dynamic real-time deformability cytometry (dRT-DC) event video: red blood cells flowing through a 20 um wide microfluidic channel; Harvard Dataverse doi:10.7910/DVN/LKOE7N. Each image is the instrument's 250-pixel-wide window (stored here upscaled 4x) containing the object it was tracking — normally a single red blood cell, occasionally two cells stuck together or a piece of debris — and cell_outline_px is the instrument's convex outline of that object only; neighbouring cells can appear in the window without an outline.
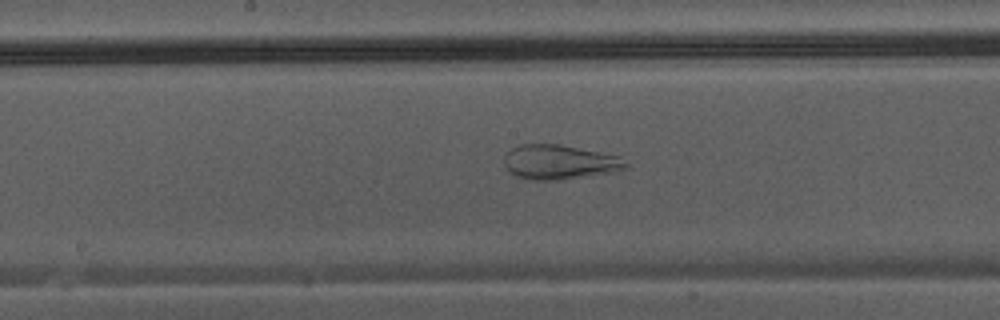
{"species": "Egyptian fruit bat (a non-hibernating species)", "species_latin": "Rousettus aegyptiacus", "temperature_condition": "warm", "stored_images_in_passage": 26, "camera_frame_rate_fps": 3000, "um_per_image_px": 0.085, "animal": {"sex": "male"}, "frame": {"image": 1, "passage_image": 11, "time_ms": 3.333, "image_size_px": [1000, 320], "cell_outline_px": [[628, 168], [616, 172], [560, 180], [532, 180], [516, 176], [504, 164], [504, 156], [512, 148], [520, 144], [560, 144], [620, 156], [628, 164]], "centroid_in_image_um": [47.59, 13.78], "position_along_channel_um": 200.6, "area_um2": 24.57}}